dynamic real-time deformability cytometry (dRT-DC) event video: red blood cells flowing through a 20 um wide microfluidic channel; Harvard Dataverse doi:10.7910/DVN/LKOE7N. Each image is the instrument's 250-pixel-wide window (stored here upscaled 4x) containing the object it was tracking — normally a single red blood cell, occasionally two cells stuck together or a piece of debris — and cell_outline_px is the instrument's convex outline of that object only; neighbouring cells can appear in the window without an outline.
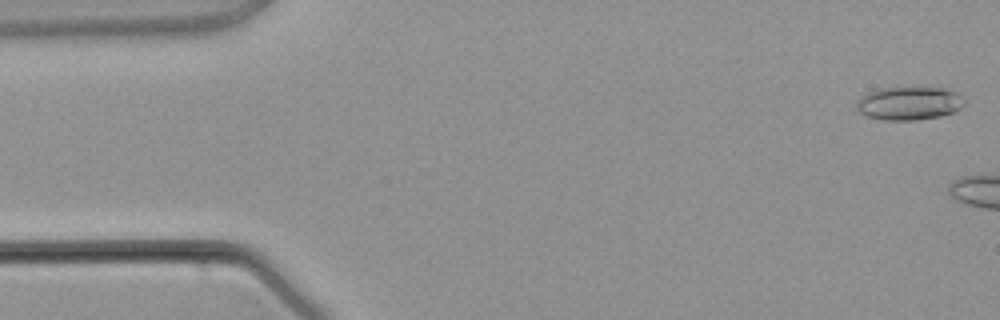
{"species": "common noctule bat (a hibernating species)", "species_latin": "Nyctalus noctula", "temperature_condition": "warm", "stored_images_in_passage": 5, "camera_frame_rate_fps": 3000, "um_per_image_px": 0.085, "animal": {"sex": "male", "body_mass_g": 21.5, "forearm_length_mm": 52.0}, "frame": {"image": 1, "passage_image": 1, "time_ms": 0.0, "image_size_px": [1000, 320], "cell_outline_px": [[968, 100], [960, 108], [952, 112], [940, 116], [916, 120], [884, 120], [868, 116], [860, 112], [856, 108], [856, 100], [860, 96], [876, 88], [948, 88], [960, 92]], "centroid_in_image_um": [77.31, 8.76], "position_along_channel_um": 7.7, "area_um2": 21.27}}